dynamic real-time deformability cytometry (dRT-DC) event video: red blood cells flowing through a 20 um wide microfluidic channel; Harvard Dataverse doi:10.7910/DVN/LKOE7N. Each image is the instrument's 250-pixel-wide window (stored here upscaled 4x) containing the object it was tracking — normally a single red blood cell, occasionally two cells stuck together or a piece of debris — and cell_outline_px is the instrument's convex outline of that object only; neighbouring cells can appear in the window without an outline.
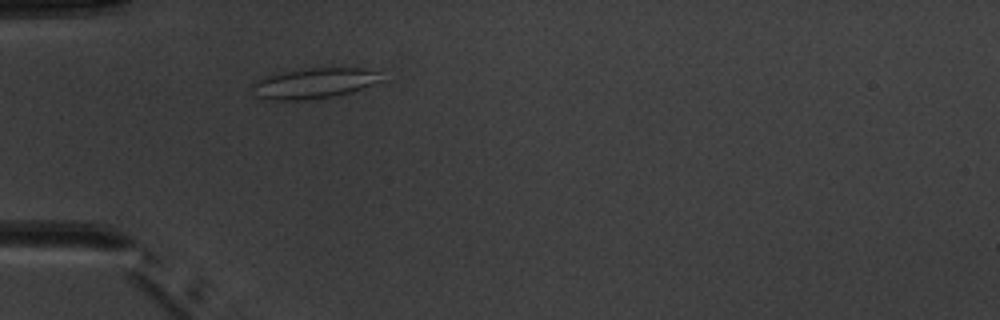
{"species": "common noctule bat (a hibernating species)", "species_latin": "Nyctalus noctula", "temperature_condition": "warm", "stored_images_in_passage": 2, "camera_frame_rate_fps": 3000, "um_per_image_px": 0.085, "animal": {"sex": "male", "body_mass_g": 20.1, "forearm_length_mm": 53.5}, "frame": {"image": 1, "passage_image": 2, "time_ms": 2.0, "image_size_px": [1000, 320], "cell_outline_px": [[384, 80], [352, 92], [332, 96], [296, 100], [268, 100], [256, 96], [252, 84], [276, 72], [308, 68], [364, 68], [376, 72]], "centroid_in_image_um": [26.69, 7.07], "position_along_channel_um": 58.3, "area_um2": 22.6}}